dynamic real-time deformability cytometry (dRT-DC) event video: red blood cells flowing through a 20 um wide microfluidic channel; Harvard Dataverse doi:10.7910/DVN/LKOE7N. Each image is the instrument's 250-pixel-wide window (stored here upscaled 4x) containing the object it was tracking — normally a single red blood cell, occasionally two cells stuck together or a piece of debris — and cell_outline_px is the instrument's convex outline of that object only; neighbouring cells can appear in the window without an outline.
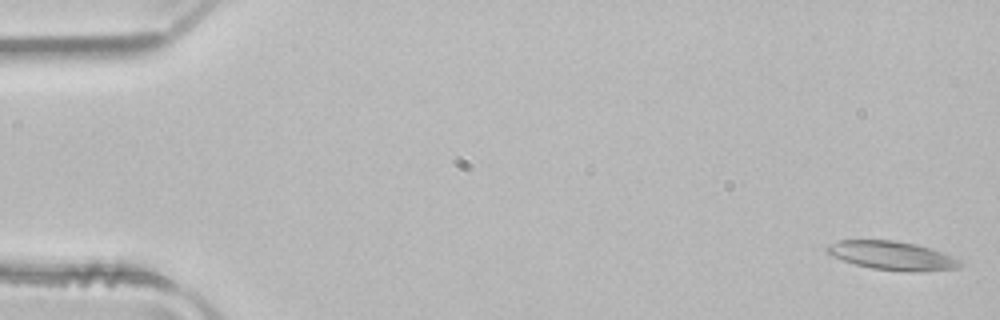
{"species": "common noctule bat (a hibernating species)", "species_latin": "Nyctalus noctula", "temperature_condition": "room temperature", "stored_images_in_passage": 51, "camera_frame_rate_fps": 3000, "um_per_image_px": 0.085, "animal": {"sex": "male", "body_mass_g": 21.5, "forearm_length_mm": 52.0}, "frame": {"image": 1, "passage_image": 1, "time_ms": 0.0, "image_size_px": [1000, 320], "cell_outline_px": [[968, 264], [956, 268], [916, 272], [908, 272], [872, 268], [856, 264], [832, 256], [824, 248], [828, 244], [840, 240], [892, 240], [916, 244], [932, 248], [952, 256]], "centroid_in_image_um": [75.88, 21.72], "position_along_channel_um": 9.1, "area_um2": 22.31}}
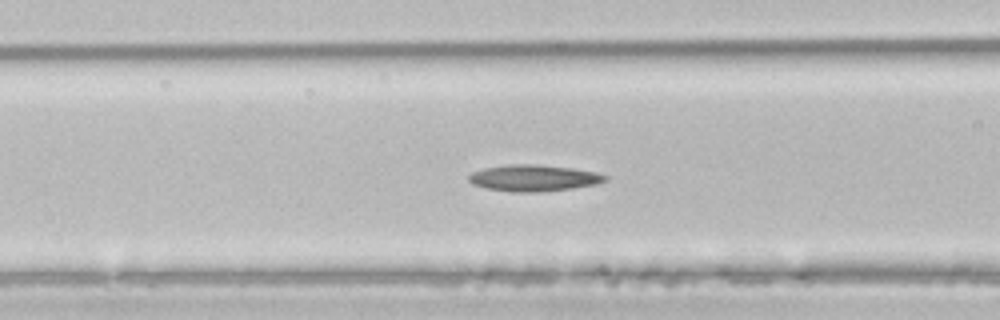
{"frame": {"image": 2, "passage_image": 20, "time_ms": 6.333, "image_size_px": [1000, 320], "cell_outline_px": [[608, 180], [596, 184], [572, 188], [540, 192], [512, 192], [488, 188], [472, 184], [468, 180], [468, 176], [472, 172], [484, 168], [508, 164], [536, 164], [572, 168], [596, 172], [608, 176]], "centroid_in_image_um": [45.37, 15.13], "position_along_channel_um": 121.2, "area_um2": 21.04}}
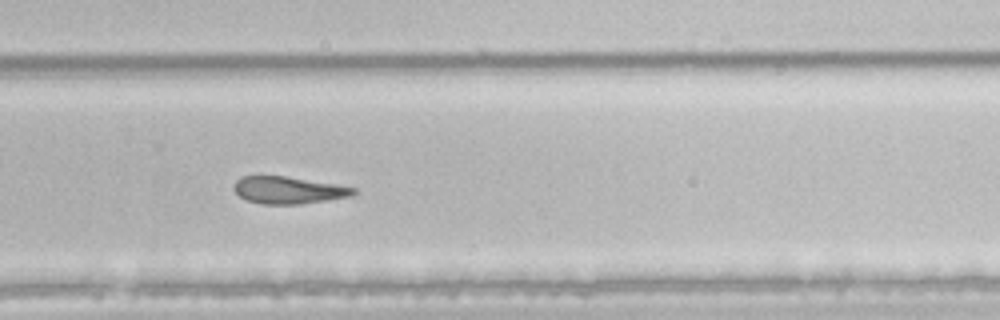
{"frame": {"image": 3, "passage_image": 34, "time_ms": 11.0, "image_size_px": [1000, 320], "cell_outline_px": [[356, 192], [352, 196], [328, 200], [300, 204], [260, 204], [244, 200], [232, 188], [236, 180], [240, 176], [284, 176], [356, 188]], "centroid_in_image_um": [24.46, 16.17], "position_along_channel_um": 305.3, "area_um2": 18.84}}